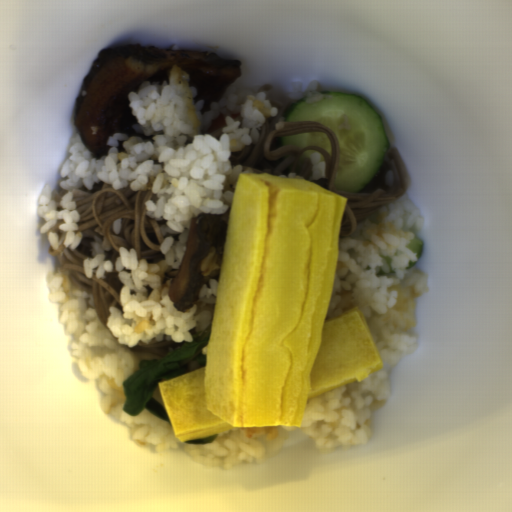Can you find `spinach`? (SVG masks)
Returning a JSON list of instances; mask_svg holds the SVG:
<instances>
[{
  "instance_id": "1",
  "label": "spinach",
  "mask_w": 512,
  "mask_h": 512,
  "mask_svg": "<svg viewBox=\"0 0 512 512\" xmlns=\"http://www.w3.org/2000/svg\"><path fill=\"white\" fill-rule=\"evenodd\" d=\"M211 330L198 331L191 342H183L177 349L167 353L163 359L141 360L139 369L122 381L126 399L122 410L136 417L145 408L159 419L171 422L163 403L155 400L153 394L158 382L188 372L182 364L194 357L205 366L206 354L202 349L208 346Z\"/></svg>"
}]
</instances>
